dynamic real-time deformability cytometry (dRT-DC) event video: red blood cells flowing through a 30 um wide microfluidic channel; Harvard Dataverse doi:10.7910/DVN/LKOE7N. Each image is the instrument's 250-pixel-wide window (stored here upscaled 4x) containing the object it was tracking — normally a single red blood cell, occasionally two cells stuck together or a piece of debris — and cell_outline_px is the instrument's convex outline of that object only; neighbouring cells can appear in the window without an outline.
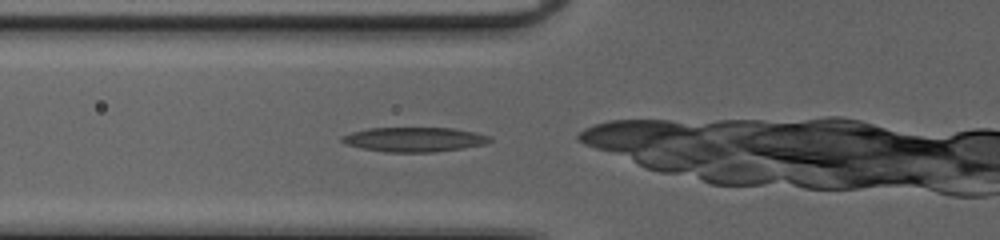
{"species": "common noctule bat (a hibernating species)", "species_latin": "Nyctalus noctula", "temperature_condition": "cold", "stored_images_in_passage": 33, "camera_frame_rate_fps": 3000, "um_per_image_px": 0.085, "animal": {"sex": "female", "body_mass_g": 20.0, "forearm_length_mm": 54.0}, "frame": {"image": 1, "passage_image": 2, "time_ms": 0.333, "image_size_px": [1000, 240], "cell_outline_px": [[492, 140], [484, 144], [436, 152], [384, 152], [360, 148], [344, 144], [340, 140], [340, 136], [352, 132], [368, 128], [452, 128], [476, 132], [492, 136]], "centroid_in_image_um": [35.17, 11.85], "position_along_channel_um": 90.6, "area_um2": 21.27}}
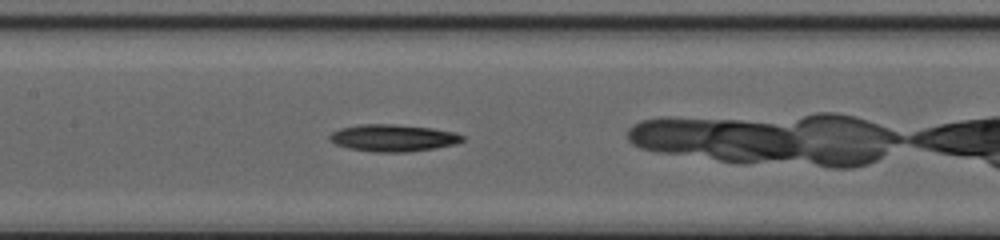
{"frame": {"image": 2, "passage_image": 8, "time_ms": 2.333, "image_size_px": [1000, 240], "cell_outline_px": [[464, 140], [456, 144], [436, 148], [408, 152], [372, 152], [348, 148], [336, 144], [328, 140], [328, 136], [332, 132], [340, 128], [360, 124], [392, 124], [432, 128], [456, 132], [464, 136]], "centroid_in_image_um": [33.41, 11.73], "position_along_channel_um": 174.0, "area_um2": 21.1}}
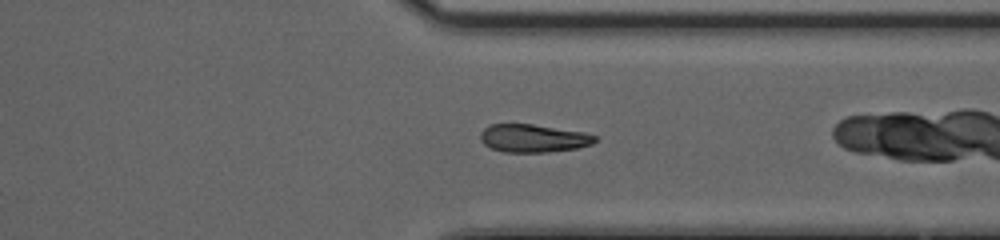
{"frame": {"image": 3, "passage_image": 22, "time_ms": 7.0, "image_size_px": [1000, 240], "cell_outline_px": [[596, 140], [592, 144], [576, 148], [544, 152], [504, 152], [492, 148], [484, 144], [480, 140], [480, 132], [488, 124], [532, 124], [584, 132], [596, 136]], "centroid_in_image_um": [45.29, 11.74], "position_along_channel_um": 366.1, "area_um2": 18.61}}